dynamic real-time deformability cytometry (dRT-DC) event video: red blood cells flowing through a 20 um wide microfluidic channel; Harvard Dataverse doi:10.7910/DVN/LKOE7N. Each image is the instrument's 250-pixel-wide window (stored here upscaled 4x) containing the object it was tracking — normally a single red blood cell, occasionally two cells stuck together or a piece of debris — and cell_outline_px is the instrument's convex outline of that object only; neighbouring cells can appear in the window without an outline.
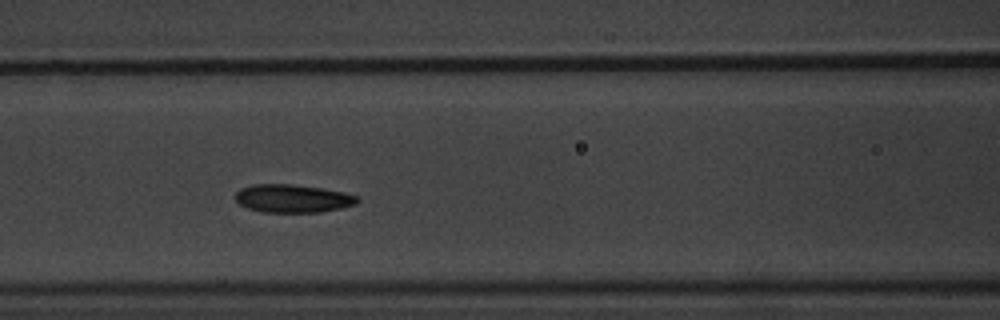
{"species": "common noctule bat (a hibernating species)", "species_latin": "Nyctalus noctula", "temperature_condition": "warm", "stored_images_in_passage": 7, "camera_frame_rate_fps": 3000, "um_per_image_px": 0.085, "animal": {"sex": "male", "body_mass_g": 20.1, "forearm_length_mm": 53.5}, "frame": {"image": 1, "passage_image": 6, "time_ms": 6.0, "image_size_px": [1000, 320], "cell_outline_px": [[360, 200], [356, 204], [340, 208], [320, 212], [260, 212], [248, 208], [240, 204], [236, 200], [236, 192], [240, 188], [252, 184], [288, 184], [320, 188], [344, 192], [356, 196]], "centroid_in_image_um": [24.86, 16.87], "position_along_channel_um": 141.7, "area_um2": 19.88}}
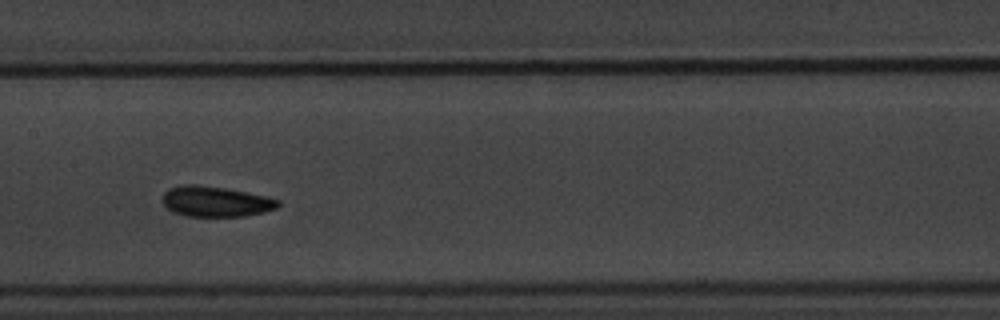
{"frame": {"image": 2, "passage_image": 7, "time_ms": 7.333, "image_size_px": [1000, 320], "cell_outline_px": [[280, 204], [276, 208], [264, 212], [244, 216], [188, 216], [172, 212], [160, 200], [164, 192], [168, 188], [180, 184], [192, 184], [228, 188], [268, 196], [280, 200]], "centroid_in_image_um": [18.31, 17.11], "position_along_channel_um": 189.1, "area_um2": 20.81}}